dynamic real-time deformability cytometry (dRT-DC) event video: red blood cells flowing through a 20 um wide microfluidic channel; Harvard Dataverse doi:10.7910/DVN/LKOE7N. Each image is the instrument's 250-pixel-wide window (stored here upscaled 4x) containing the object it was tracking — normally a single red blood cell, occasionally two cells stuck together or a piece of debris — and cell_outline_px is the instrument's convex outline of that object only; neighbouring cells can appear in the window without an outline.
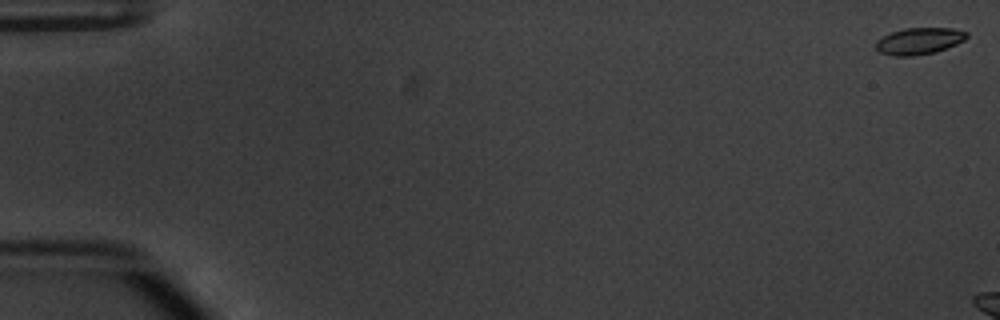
{"species": "common noctule bat (a hibernating species)", "species_latin": "Nyctalus noctula", "temperature_condition": "warm", "stored_images_in_passage": 6, "camera_frame_rate_fps": 3000, "um_per_image_px": 0.085, "animal": {"sex": "male", "body_mass_g": 20.1, "forearm_length_mm": 53.5}, "frame": {"image": 1, "passage_image": 1, "time_ms": 0.0, "image_size_px": [1000, 320], "cell_outline_px": [[968, 36], [964, 40], [948, 48], [936, 52], [912, 56], [892, 56], [880, 52], [876, 48], [876, 40], [892, 32], [904, 28], [952, 28], [968, 32]], "centroid_in_image_um": [78.14, 3.49], "position_along_channel_um": 6.9, "area_um2": 14.16}}